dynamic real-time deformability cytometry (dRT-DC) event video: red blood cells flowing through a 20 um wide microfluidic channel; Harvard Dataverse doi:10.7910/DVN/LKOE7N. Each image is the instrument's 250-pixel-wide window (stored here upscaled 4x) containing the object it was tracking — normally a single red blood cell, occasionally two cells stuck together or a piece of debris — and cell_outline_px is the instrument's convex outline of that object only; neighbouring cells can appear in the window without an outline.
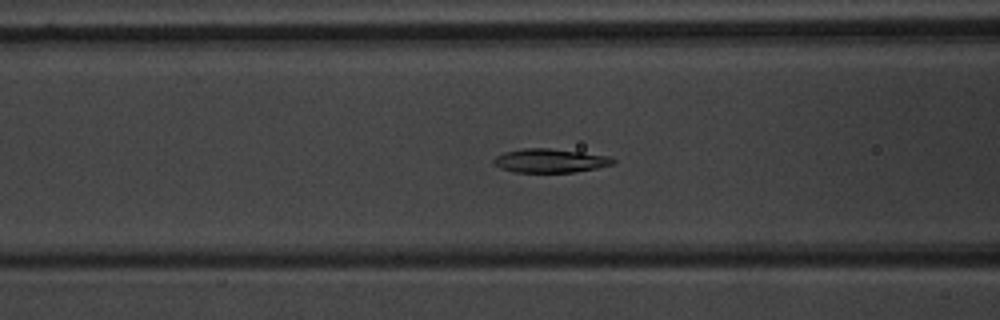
{"species": "common noctule bat (a hibernating species)", "species_latin": "Nyctalus noctula", "temperature_condition": "warm", "stored_images_in_passage": 46, "camera_frame_rate_fps": 3000, "um_per_image_px": 0.085, "animal": {"sex": "male", "body_mass_g": 20.1, "forearm_length_mm": 53.5}, "frame": {"image": 1, "passage_image": 22, "time_ms": 7.0, "image_size_px": [1000, 320], "cell_outline_px": [[616, 164], [576, 172], [516, 172], [500, 168], [492, 164], [492, 160], [496, 156], [504, 152], [524, 148], [548, 148], [580, 152], [608, 156], [616, 160]], "centroid_in_image_um": [46.75, 13.66], "position_along_channel_um": 119.9, "area_um2": 16.59}}
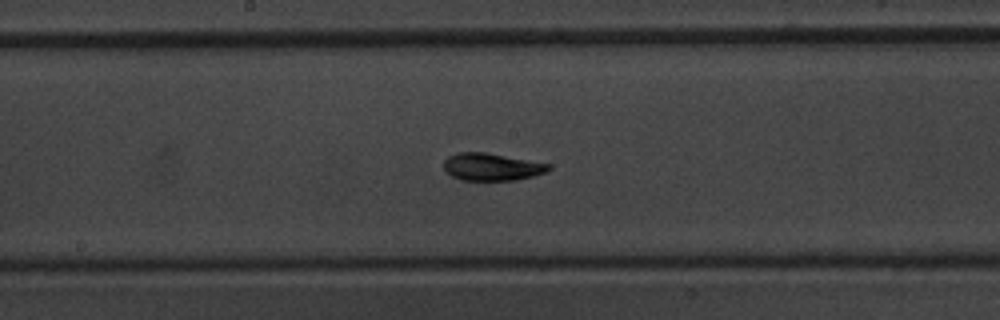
{"frame": {"image": 2, "passage_image": 29, "time_ms": 9.333, "image_size_px": [1000, 320], "cell_outline_px": [[552, 168], [548, 172], [516, 180], [460, 180], [444, 172], [444, 160], [448, 156], [456, 152], [484, 152], [548, 164]], "centroid_in_image_um": [41.74, 14.19], "position_along_channel_um": 206.5, "area_um2": 16.7}}
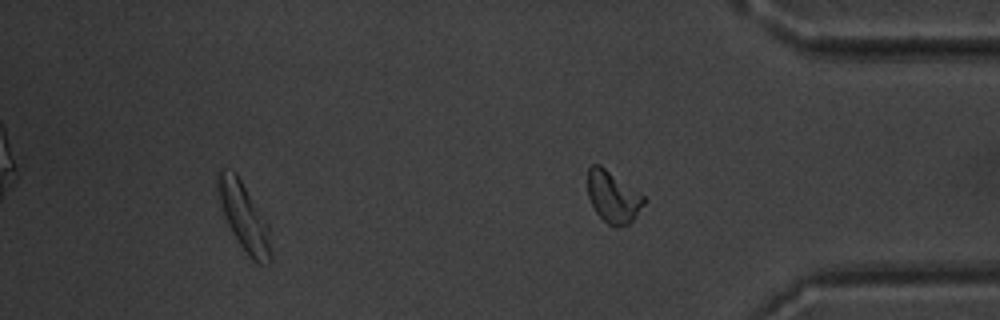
{"frame": {"image": 3, "passage_image": 44, "time_ms": 14.333, "image_size_px": [1000, 320], "cell_outline_px": [[272, 264], [256, 264], [248, 256], [236, 240], [224, 216], [216, 188], [216, 172], [220, 168], [236, 172], [268, 224], [272, 252]], "centroid_in_image_um": [20.74, 18.46], "position_along_channel_um": 414.5, "area_um2": 21.27}, "authors_computed_cell_mechanics": {"area_um2": 16.8776, "velocity_mm_per_s": 3.6997, "shape_relaxation_time_tau1_ms": 2.2105, "shape_relaxation_time_tau2_ms": 2.8741, "deformation_change_tau1": 0.1492, "deformation_change_tau2": 0.0825}}